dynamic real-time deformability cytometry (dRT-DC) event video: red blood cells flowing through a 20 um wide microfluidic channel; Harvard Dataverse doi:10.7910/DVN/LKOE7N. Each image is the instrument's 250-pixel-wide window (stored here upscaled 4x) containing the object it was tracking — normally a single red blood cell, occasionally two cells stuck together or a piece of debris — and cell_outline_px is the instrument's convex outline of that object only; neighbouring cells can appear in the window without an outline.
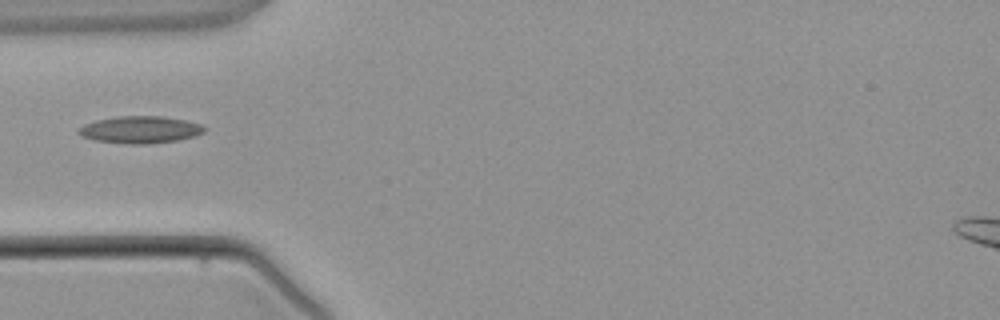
{"species": "common noctule bat (a hibernating species)", "species_latin": "Nyctalus noctula", "temperature_condition": "warm", "stored_images_in_passage": 1, "camera_frame_rate_fps": 3000, "um_per_image_px": 0.085, "animal": {"sex": "male", "body_mass_g": 21.5, "forearm_length_mm": 52.0}, "frame": {"image": 1, "passage_image": 1, "time_ms": 0.0, "image_size_px": [1000, 320], "cell_outline_px": [[204, 132], [196, 136], [176, 140], [144, 144], [132, 144], [92, 140], [80, 136], [76, 132], [76, 128], [84, 124], [96, 120], [120, 116], [160, 116], [184, 120], [204, 124]], "centroid_in_image_um": [11.87, 11.02], "position_along_channel_um": 73.1, "area_um2": 19.94}}